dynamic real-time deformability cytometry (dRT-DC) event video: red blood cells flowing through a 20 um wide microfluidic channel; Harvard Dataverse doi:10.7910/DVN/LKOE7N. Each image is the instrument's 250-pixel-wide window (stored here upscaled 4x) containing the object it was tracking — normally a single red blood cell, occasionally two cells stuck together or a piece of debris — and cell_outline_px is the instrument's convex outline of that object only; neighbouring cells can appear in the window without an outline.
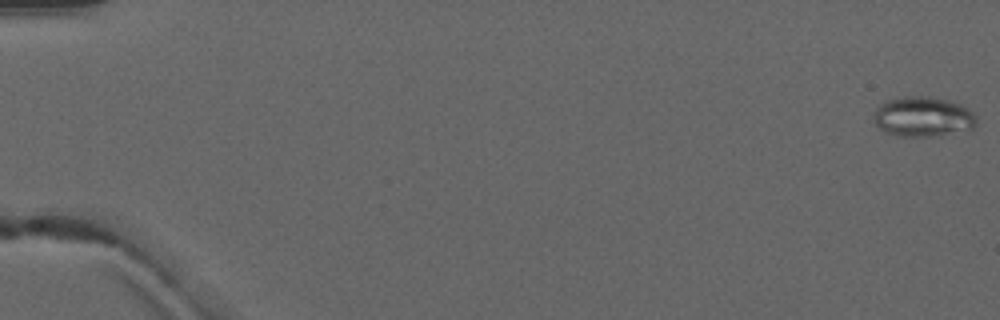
{"species": "common noctule bat (a hibernating species)", "species_latin": "Nyctalus noctula", "temperature_condition": "warm", "stored_images_in_passage": 5, "camera_frame_rate_fps": 3000, "um_per_image_px": 0.085, "animal": {"sex": "male", "forearm_length_mm": 52.5}, "frame": {"image": 1, "passage_image": 1, "time_ms": 0.0, "image_size_px": [1000, 320], "cell_outline_px": [[976, 124], [972, 128], [928, 136], [900, 136], [884, 132], [876, 124], [872, 116], [876, 108], [880, 104], [888, 100], [904, 96], [928, 96], [948, 100], [960, 104], [968, 108], [976, 116]], "centroid_in_image_um": [78.41, 9.9], "position_along_channel_um": 6.6, "area_um2": 23.7}}